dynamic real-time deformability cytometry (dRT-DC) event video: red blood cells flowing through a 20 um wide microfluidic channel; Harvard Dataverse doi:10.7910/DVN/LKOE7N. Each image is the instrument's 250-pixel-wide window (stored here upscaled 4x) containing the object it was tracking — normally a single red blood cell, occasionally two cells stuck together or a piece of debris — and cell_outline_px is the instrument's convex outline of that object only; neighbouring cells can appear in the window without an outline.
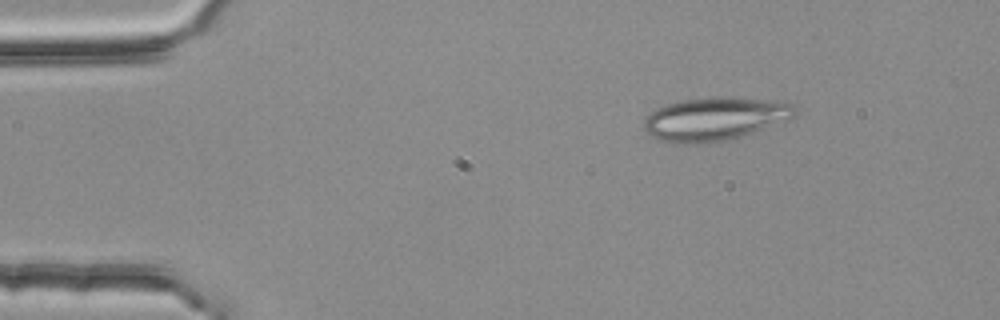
{"species": "common noctule bat (a hibernating species)", "species_latin": "Nyctalus noctula", "temperature_condition": "room temperature", "stored_images_in_passage": 4, "camera_frame_rate_fps": 3000, "um_per_image_px": 0.085, "animal": {"sex": "female", "body_mass_g": 25.1}, "frame": {"image": 1, "passage_image": 1, "time_ms": 0.0, "image_size_px": [1000, 320], "cell_outline_px": [[796, 116], [752, 132], [728, 140], [700, 144], [684, 144], [656, 140], [648, 136], [644, 128], [644, 116], [656, 108], [664, 104], [684, 100], [764, 100], [792, 104], [796, 108]], "centroid_in_image_um": [60.62, 10.17], "position_along_channel_um": 24.4, "area_um2": 36.82}}